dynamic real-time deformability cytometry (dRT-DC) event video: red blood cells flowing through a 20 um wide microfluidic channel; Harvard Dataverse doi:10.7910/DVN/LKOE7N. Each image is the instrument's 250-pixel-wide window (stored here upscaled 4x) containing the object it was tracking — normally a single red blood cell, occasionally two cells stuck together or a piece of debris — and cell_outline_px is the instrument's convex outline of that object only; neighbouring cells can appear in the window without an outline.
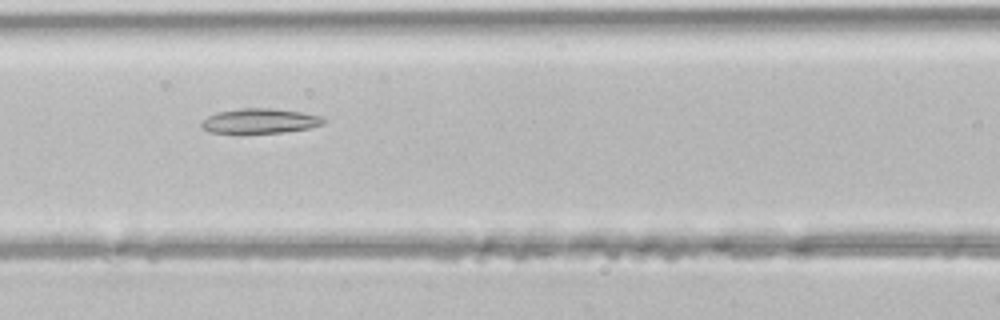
{"species": "common noctule bat (a hibernating species)", "species_latin": "Nyctalus noctula", "temperature_condition": "room temperature", "stored_images_in_passage": 34, "camera_frame_rate_fps": 3000, "um_per_image_px": 0.085, "animal": {"sex": "male", "body_mass_g": 21.5, "forearm_length_mm": 52.0}, "frame": {"image": 1, "passage_image": 12, "time_ms": 3.667, "image_size_px": [1000, 320], "cell_outline_px": [[328, 120], [324, 124], [308, 128], [284, 132], [208, 132], [200, 124], [208, 116], [216, 112], [240, 108], [272, 108], [300, 112], [320, 116]], "centroid_in_image_um": [22.12, 10.26], "position_along_channel_um": 144.5, "area_um2": 17.4}}
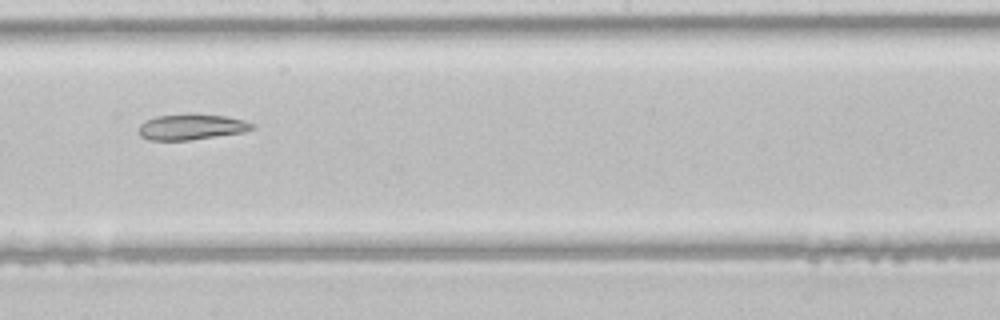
{"frame": {"image": 2, "passage_image": 18, "time_ms": 5.667, "image_size_px": [1000, 320], "cell_outline_px": [[256, 128], [244, 132], [188, 140], [148, 140], [140, 136], [140, 124], [156, 116], [192, 112], [196, 112], [228, 116], [244, 120], [256, 124]], "centroid_in_image_um": [16.33, 10.75], "position_along_channel_um": 231.9, "area_um2": 17.4}}
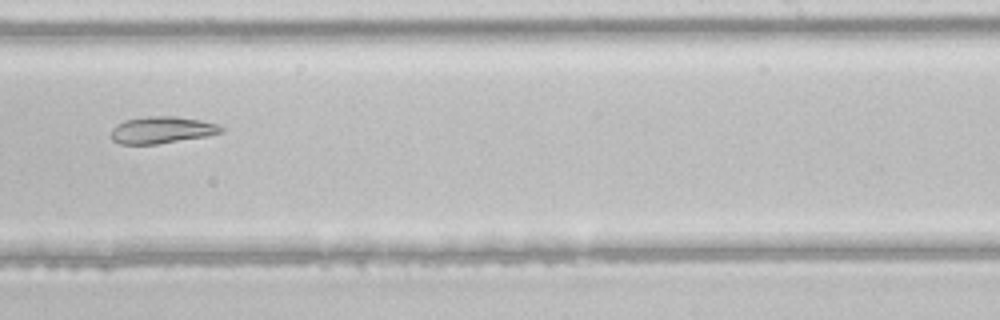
{"frame": {"image": 3, "passage_image": 21, "time_ms": 6.667, "image_size_px": [1000, 320], "cell_outline_px": [[224, 132], [208, 136], [156, 144], [120, 144], [112, 140], [112, 128], [116, 124], [124, 120], [148, 116], [176, 116], [200, 120], [220, 124], [224, 128]], "centroid_in_image_um": [13.79, 11.04], "position_along_channel_um": 275.2, "area_um2": 17.4}}